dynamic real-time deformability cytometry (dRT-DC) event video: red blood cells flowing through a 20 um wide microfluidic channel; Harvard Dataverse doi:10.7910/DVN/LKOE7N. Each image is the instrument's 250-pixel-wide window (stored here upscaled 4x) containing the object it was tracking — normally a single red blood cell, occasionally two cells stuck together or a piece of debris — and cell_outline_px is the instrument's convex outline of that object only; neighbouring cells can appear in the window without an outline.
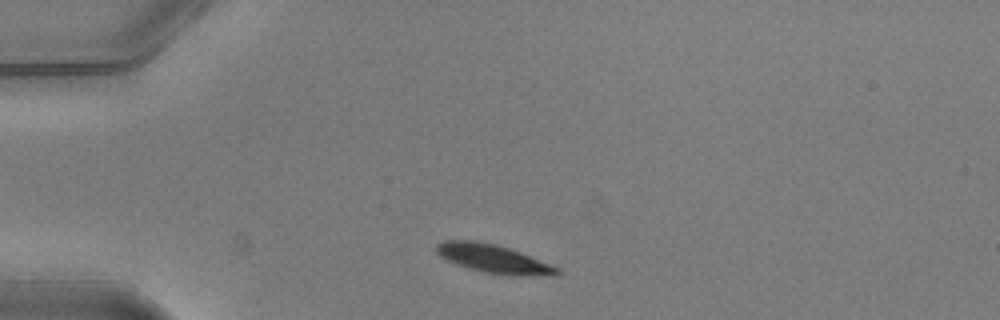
{"species": "common noctule bat (a hibernating species)", "species_latin": "Nyctalus noctula", "temperature_condition": "warm", "stored_images_in_passage": 4, "camera_frame_rate_fps": 3000, "um_per_image_px": 0.085, "animal": {"sex": "male", "body_mass_g": 20.5, "forearm_length_mm": 52.5}, "frame": {"image": 1, "passage_image": 1, "time_ms": 0.0, "image_size_px": [1000, 320], "cell_outline_px": [[560, 276], [552, 276], [484, 272], [468, 268], [456, 264], [440, 256], [436, 252], [436, 244], [444, 240], [472, 240], [496, 244], [520, 252], [560, 268]], "centroid_in_image_um": [41.92, 21.97], "position_along_channel_um": 43.1, "area_um2": 19.59}}